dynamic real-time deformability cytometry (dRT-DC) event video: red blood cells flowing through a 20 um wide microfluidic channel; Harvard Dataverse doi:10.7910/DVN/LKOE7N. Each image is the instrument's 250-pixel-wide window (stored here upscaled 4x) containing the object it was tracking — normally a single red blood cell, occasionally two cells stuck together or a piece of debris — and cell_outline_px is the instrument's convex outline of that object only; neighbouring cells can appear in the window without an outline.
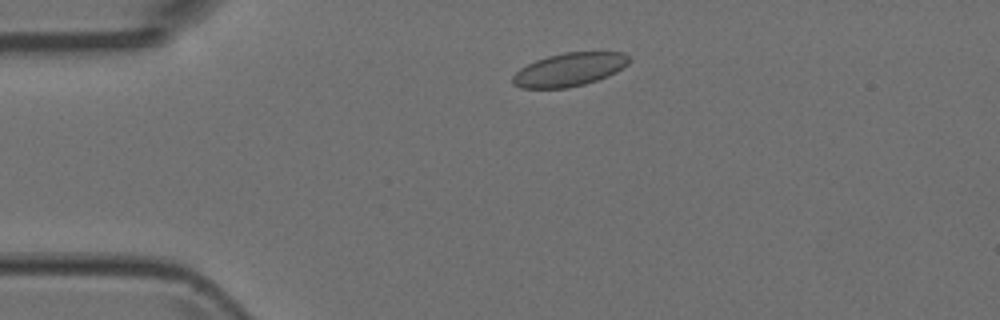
{"species": "Egyptian fruit bat (a non-hibernating species)", "species_latin": "Rousettus aegyptiacus", "temperature_condition": "room temperature", "stored_images_in_passage": 3, "camera_frame_rate_fps": 3000, "um_per_image_px": 0.085, "animal": {"sex": "female"}, "frame": {"image": 1, "passage_image": 2, "time_ms": 0.333, "image_size_px": [1000, 320], "cell_outline_px": [[632, 60], [628, 64], [616, 72], [608, 76], [584, 84], [568, 88], [520, 88], [512, 84], [512, 76], [520, 68], [536, 60], [548, 56], [564, 52], [624, 52]], "centroid_in_image_um": [48.39, 5.91], "position_along_channel_um": 36.6, "area_um2": 22.66}}